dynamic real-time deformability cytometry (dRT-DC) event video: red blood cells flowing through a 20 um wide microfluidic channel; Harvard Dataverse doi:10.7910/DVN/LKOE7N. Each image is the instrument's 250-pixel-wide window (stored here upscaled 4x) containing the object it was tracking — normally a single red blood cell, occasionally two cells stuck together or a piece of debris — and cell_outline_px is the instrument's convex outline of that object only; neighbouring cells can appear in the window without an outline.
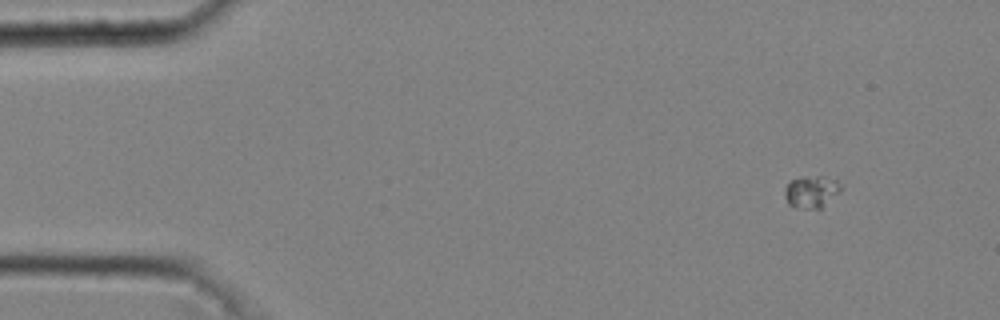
{"species": "common noctule bat (a hibernating species)", "species_latin": "Nyctalus noctula", "temperature_condition": "cold", "stored_images_in_passage": 49, "camera_frame_rate_fps": 3000, "um_per_image_px": 0.085, "animal": {"sex": "male", "body_mass_g": 20.4}, "frame": {"image": 1, "passage_image": 5, "time_ms": 1.333, "image_size_px": [1000, 320], "cell_outline_px": [[840, 192], [820, 208], [804, 208], [788, 204], [784, 196], [784, 188], [792, 180], [804, 176], [824, 176], [836, 180], [840, 188]], "centroid_in_image_um": [68.94, 16.28], "position_along_channel_um": 16.1, "area_um2": 10.29}}
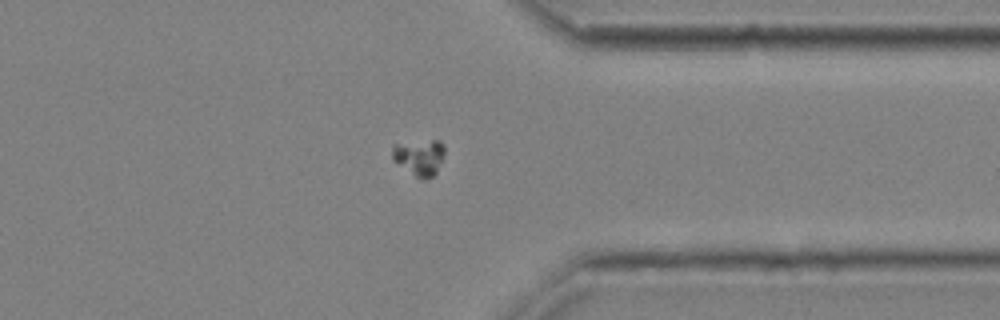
{"frame": {"image": 2, "passage_image": 40, "time_ms": 13.0, "image_size_px": [1000, 320], "cell_outline_px": [[444, 156], [436, 172], [432, 176], [416, 176], [392, 160], [392, 144], [432, 140], [440, 140], [444, 144]], "centroid_in_image_um": [35.64, 13.31], "position_along_channel_um": 375.8, "area_um2": 10.75}}
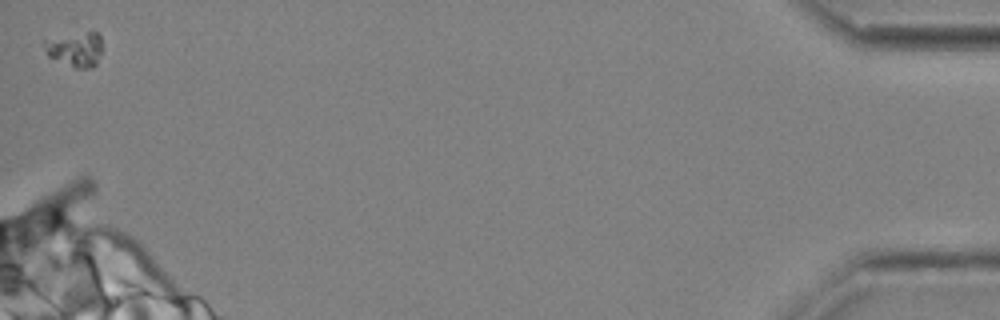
{"frame": {"image": 3, "passage_image": 49, "time_ms": 16.0, "image_size_px": [1000, 320], "cell_outline_px": [[100, 52], [96, 64], [92, 68], [76, 68], [48, 56], [44, 48], [44, 40], [88, 32], [96, 32], [100, 36]], "centroid_in_image_um": [6.4, 4.21], "position_along_channel_um": 428.8, "area_um2": 11.21}}